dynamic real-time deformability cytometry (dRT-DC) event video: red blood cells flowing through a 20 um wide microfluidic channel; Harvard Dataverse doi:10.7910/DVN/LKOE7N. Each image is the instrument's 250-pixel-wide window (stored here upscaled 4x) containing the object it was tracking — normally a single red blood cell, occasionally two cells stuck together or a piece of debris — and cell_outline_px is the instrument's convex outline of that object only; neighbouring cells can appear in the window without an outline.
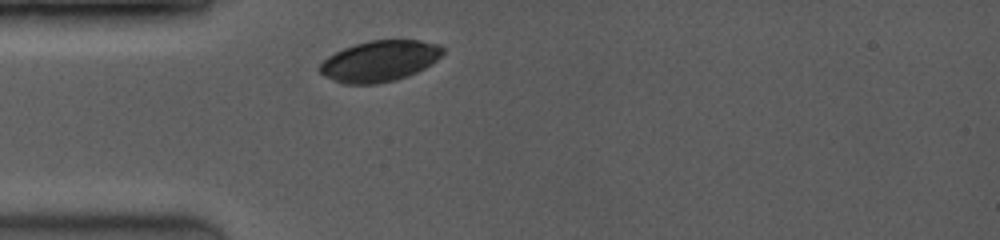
{"species": "common noctule bat (a hibernating species)", "species_latin": "Nyctalus noctula", "temperature_condition": "room temperature", "stored_images_in_passage": 18, "camera_frame_rate_fps": 3500, "um_per_image_px": 0.085, "animal": {"sex": "female", "body_mass_g": 19.0, "forearm_length_mm": 53.3}, "frame": {"image": 1, "passage_image": 1, "time_ms": 0.0, "image_size_px": [1000, 240], "cell_outline_px": [[444, 52], [436, 60], [424, 68], [416, 72], [396, 80], [376, 84], [344, 84], [320, 72], [320, 64], [328, 56], [344, 48], [368, 40], [420, 40], [440, 44], [444, 48]], "centroid_in_image_um": [32.3, 5.18], "position_along_channel_um": 52.7, "area_um2": 29.07}}
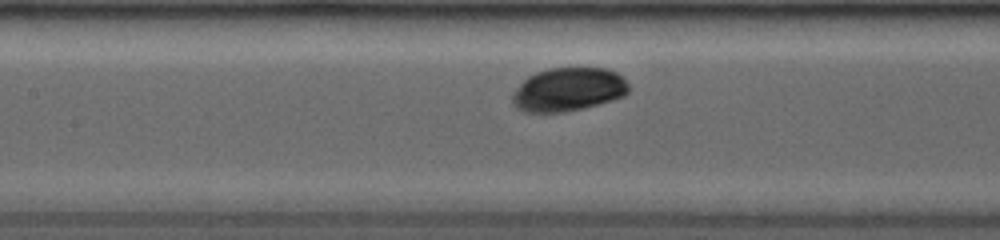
{"frame": {"image": 2, "passage_image": 10, "time_ms": 2.857, "image_size_px": [1000, 240], "cell_outline_px": [[628, 92], [624, 96], [612, 100], [584, 108], [564, 112], [524, 112], [516, 108], [512, 100], [512, 96], [516, 88], [528, 76], [536, 72], [548, 68], [608, 68], [616, 72], [628, 84]], "centroid_in_image_um": [48.29, 7.61], "position_along_channel_um": 159.1, "area_um2": 29.48}}
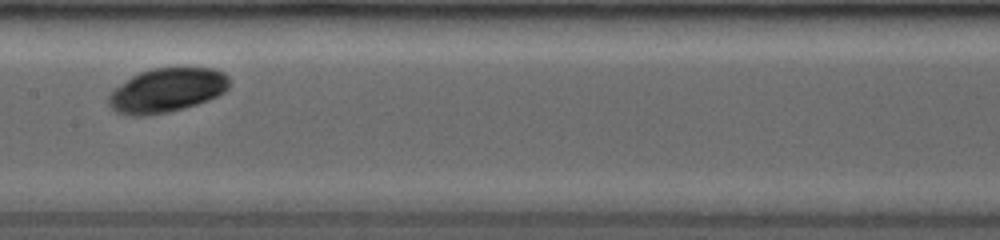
{"frame": {"image": 3, "passage_image": 12, "time_ms": 3.714, "image_size_px": [1000, 240], "cell_outline_px": [[228, 88], [224, 92], [208, 100], [184, 108], [168, 112], [148, 116], [132, 116], [116, 112], [108, 104], [108, 96], [112, 88], [132, 76], [140, 72], [152, 68], [212, 68], [224, 72], [228, 76]], "centroid_in_image_um": [14.14, 7.68], "position_along_channel_um": 193.3, "area_um2": 31.21}}